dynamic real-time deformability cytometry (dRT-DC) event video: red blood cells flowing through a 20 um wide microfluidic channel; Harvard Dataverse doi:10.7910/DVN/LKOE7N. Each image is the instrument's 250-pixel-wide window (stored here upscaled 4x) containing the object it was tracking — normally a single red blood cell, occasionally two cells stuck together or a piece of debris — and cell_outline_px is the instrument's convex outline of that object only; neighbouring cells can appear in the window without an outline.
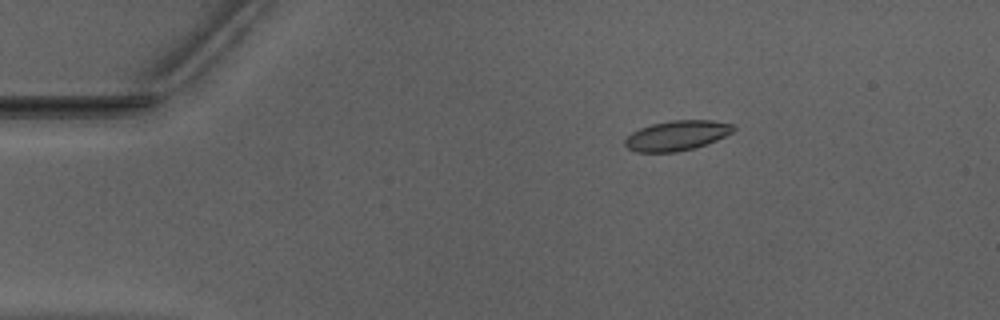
{"species": "Egyptian fruit bat (a non-hibernating species)", "species_latin": "Rousettus aegyptiacus", "temperature_condition": "warm", "stored_images_in_passage": 44, "camera_frame_rate_fps": 3000, "um_per_image_px": 0.085, "animal": {"sex": "male"}, "frame": {"image": 1, "passage_image": 1, "time_ms": 0.0, "image_size_px": [1000, 320], "cell_outline_px": [[736, 128], [732, 132], [716, 140], [692, 148], [676, 152], [636, 152], [628, 148], [624, 144], [624, 140], [632, 132], [640, 128], [652, 124], [672, 120], [712, 120], [732, 124]], "centroid_in_image_um": [57.51, 11.51], "position_along_channel_um": 27.5, "area_um2": 18.73}}
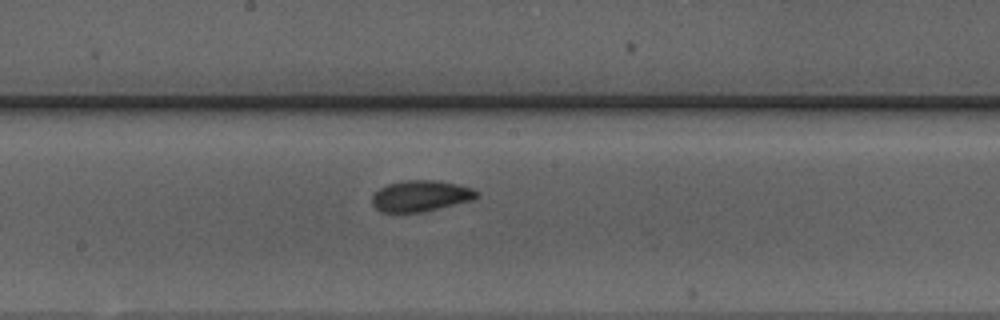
{"frame": {"image": 2, "passage_image": 20, "time_ms": 6.333, "image_size_px": [1000, 320], "cell_outline_px": [[480, 196], [472, 200], [420, 212], [384, 212], [376, 208], [372, 204], [372, 196], [380, 188], [388, 184], [404, 180], [432, 180], [456, 184], [472, 188]], "centroid_in_image_um": [35.74, 16.65], "position_along_channel_um": 212.5, "area_um2": 18.61}}
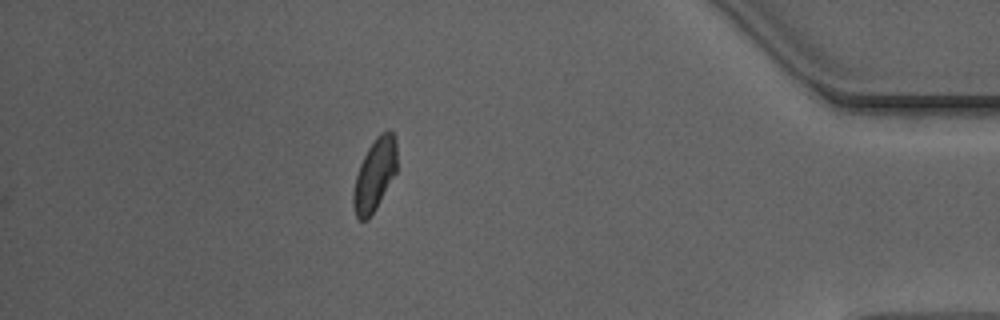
{"frame": {"image": 3, "passage_image": 38, "time_ms": 12.333, "image_size_px": [1000, 320], "cell_outline_px": [[396, 172], [376, 208], [368, 220], [360, 220], [356, 216], [352, 204], [352, 192], [356, 176], [360, 164], [368, 148], [376, 136], [380, 132], [388, 128], [392, 132], [396, 140]], "centroid_in_image_um": [31.84, 14.84], "position_along_channel_um": 403.4, "area_um2": 18.38}, "authors_computed_cell_mechanics": {"area_um2": 18.6116, "velocity_mm_per_s": 3.9512, "shape_relaxation_time_tau1_ms": 7.6603, "shape_relaxation_time_tau2_ms": 1.2515, "deformation_change_tau1": 0.1597, "deformation_change_tau2": 0.0568}}